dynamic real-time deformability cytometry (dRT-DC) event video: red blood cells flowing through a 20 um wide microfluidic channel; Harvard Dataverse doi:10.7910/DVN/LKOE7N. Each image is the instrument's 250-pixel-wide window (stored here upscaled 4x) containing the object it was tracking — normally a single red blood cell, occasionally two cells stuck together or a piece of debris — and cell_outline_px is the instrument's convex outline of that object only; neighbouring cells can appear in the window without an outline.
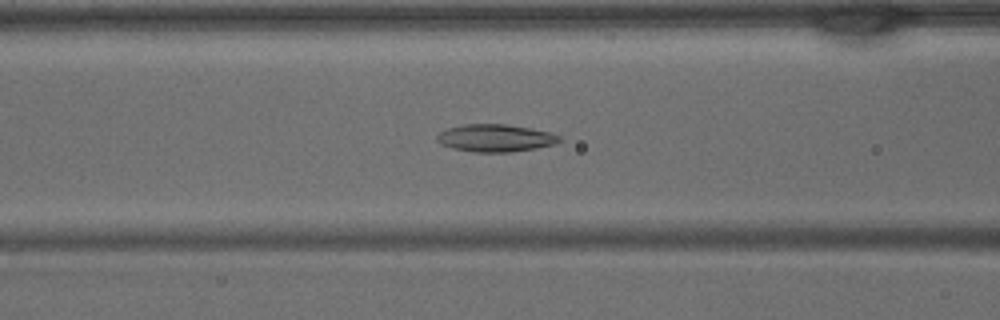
{"species": "common noctule bat (a hibernating species)", "species_latin": "Nyctalus noctula", "temperature_condition": "warm", "stored_images_in_passage": 41, "camera_frame_rate_fps": 3000, "um_per_image_px": 0.085, "animal": {"sex": "male", "body_mass_g": 15.6}, "frame": {"image": 1, "passage_image": 16, "time_ms": 5.0, "image_size_px": [1000, 320], "cell_outline_px": [[564, 140], [556, 144], [536, 148], [512, 152], [472, 152], [452, 148], [440, 144], [436, 140], [436, 136], [440, 132], [448, 128], [464, 124], [504, 124], [528, 128], [548, 132], [560, 136]], "centroid_in_image_um": [42.1, 11.74], "position_along_channel_um": 124.5, "area_um2": 19.65}}
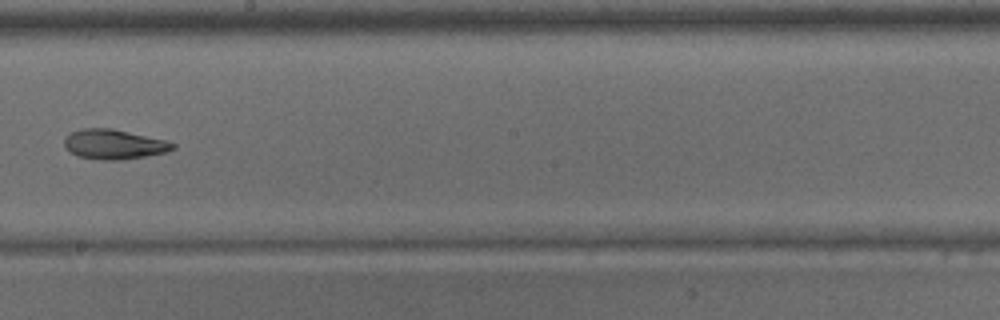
{"frame": {"image": 2, "passage_image": 23, "time_ms": 7.333, "image_size_px": [1000, 320], "cell_outline_px": [[176, 148], [164, 152], [144, 156], [120, 160], [100, 160], [80, 156], [72, 152], [64, 144], [64, 140], [72, 132], [80, 128], [112, 128], [164, 140], [176, 144]], "centroid_in_image_um": [9.69, 12.26], "position_along_channel_um": 238.5, "area_um2": 18.44}}
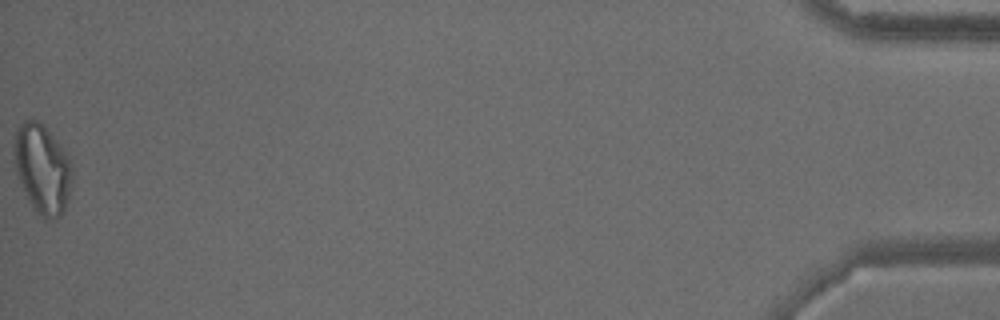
{"frame": {"image": 3, "passage_image": 41, "time_ms": 13.333, "image_size_px": [1000, 320], "cell_outline_px": [[72, 180], [68, 200], [60, 216], [48, 220], [44, 220], [36, 212], [28, 200], [24, 192], [16, 168], [16, 128], [20, 124], [28, 120], [36, 120], [44, 124], [68, 152], [72, 164]], "centroid_in_image_um": [3.66, 14.36], "position_along_channel_um": 431.5, "area_um2": 30.06}}